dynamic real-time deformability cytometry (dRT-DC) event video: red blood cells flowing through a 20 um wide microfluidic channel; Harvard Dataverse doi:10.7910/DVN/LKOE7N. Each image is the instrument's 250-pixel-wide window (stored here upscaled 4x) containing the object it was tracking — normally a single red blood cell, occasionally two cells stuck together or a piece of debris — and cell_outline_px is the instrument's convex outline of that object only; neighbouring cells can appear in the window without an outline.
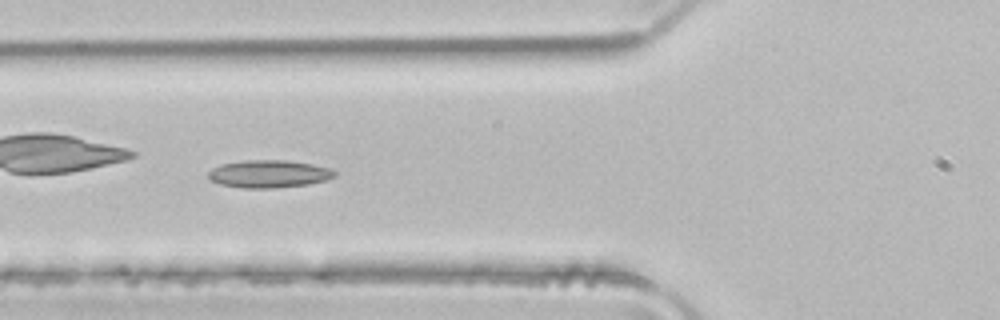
{"species": "common noctule bat (a hibernating species)", "species_latin": "Nyctalus noctula", "temperature_condition": "room temperature", "stored_images_in_passage": 43, "camera_frame_rate_fps": 3000, "um_per_image_px": 0.085, "animal": {"sex": "male", "body_mass_g": 21.5, "forearm_length_mm": 52.0}, "frame": {"image": 1, "passage_image": 13, "time_ms": 4.0, "image_size_px": [1000, 320], "cell_outline_px": [[336, 176], [328, 180], [308, 184], [276, 188], [244, 188], [220, 184], [208, 180], [208, 172], [212, 168], [220, 164], [244, 160], [288, 160], [312, 164], [332, 168], [336, 172]], "centroid_in_image_um": [22.86, 14.78], "position_along_channel_um": 102.9, "area_um2": 20.63}}
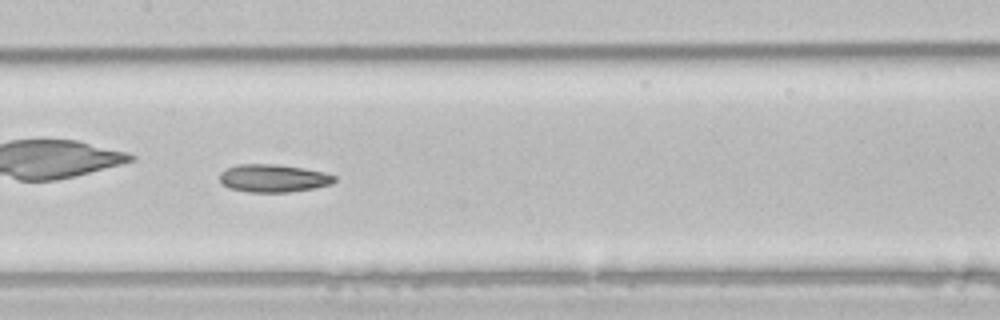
{"frame": {"image": 2, "passage_image": 19, "time_ms": 6.0, "image_size_px": [1000, 320], "cell_outline_px": [[336, 180], [332, 184], [312, 188], [288, 192], [248, 192], [228, 188], [220, 184], [220, 172], [228, 168], [240, 164], [272, 164], [304, 168], [324, 172], [336, 176]], "centroid_in_image_um": [23.22, 15.15], "position_along_channel_um": 184.2, "area_um2": 18.61}, "authors_computed_cell_mechanics": {"area_um2": 20.0566, "velocity_mm_per_s": 4.0322, "shape_relaxation_time_tau1_ms": 6.3591, "shape_relaxation_time_tau2_ms": 9.7426, "deformation_change_tau1": 0.1596, "deformation_change_tau2": 0.199}}